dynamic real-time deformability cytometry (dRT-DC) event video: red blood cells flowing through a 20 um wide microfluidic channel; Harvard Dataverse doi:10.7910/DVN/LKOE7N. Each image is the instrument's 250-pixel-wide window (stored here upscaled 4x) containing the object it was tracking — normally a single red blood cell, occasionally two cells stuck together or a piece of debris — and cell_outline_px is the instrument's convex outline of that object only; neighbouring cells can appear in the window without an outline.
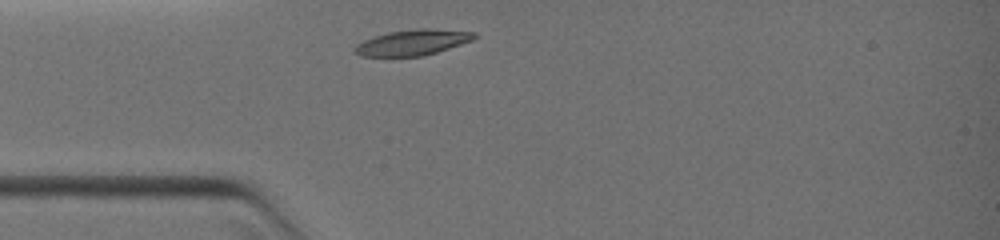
{"species": "common noctule bat (a hibernating species)", "species_latin": "Nyctalus noctula", "temperature_condition": "warm", "stored_images_in_passage": 2, "camera_frame_rate_fps": 3000, "um_per_image_px": 0.085, "animal": {"sex": "female", "body_mass_g": 19.0, "forearm_length_mm": 51.5}, "frame": {"image": 1, "passage_image": 1, "time_ms": 0.0, "image_size_px": [1000, 240], "cell_outline_px": [[480, 36], [472, 40], [436, 52], [420, 56], [360, 56], [352, 48], [356, 44], [364, 40], [388, 32], [420, 28], [428, 28], [476, 32]], "centroid_in_image_um": [35.09, 3.6], "position_along_channel_um": 49.9, "area_um2": 17.74}}